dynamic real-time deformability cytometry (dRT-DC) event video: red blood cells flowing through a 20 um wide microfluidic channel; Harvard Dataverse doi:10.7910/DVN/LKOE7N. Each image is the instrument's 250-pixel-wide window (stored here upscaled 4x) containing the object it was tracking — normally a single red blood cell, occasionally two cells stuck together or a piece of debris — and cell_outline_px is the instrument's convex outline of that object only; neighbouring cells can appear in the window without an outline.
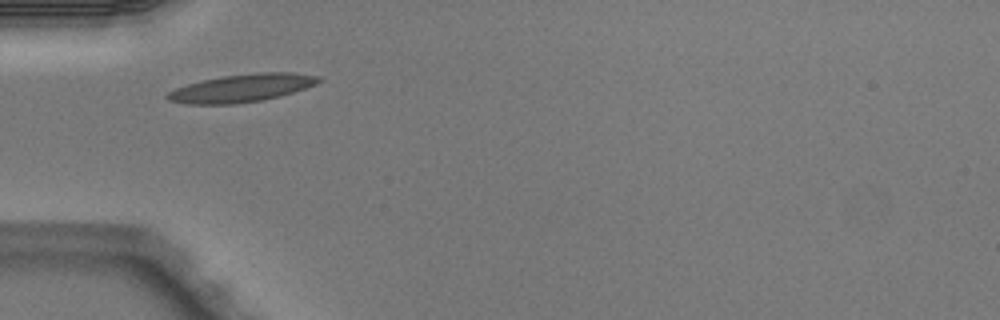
{"species": "Egyptian fruit bat (a non-hibernating species)", "species_latin": "Rousettus aegyptiacus", "temperature_condition": "warm", "stored_images_in_passage": 1, "camera_frame_rate_fps": 3000, "um_per_image_px": 0.085, "animal": {"sex": "male"}, "frame": {"image": 1, "passage_image": 1, "time_ms": 0.0, "image_size_px": [1000, 320], "cell_outline_px": [[324, 80], [316, 84], [280, 96], [260, 100], [236, 104], [188, 104], [168, 100], [164, 96], [168, 92], [176, 88], [188, 84], [204, 80], [224, 76], [260, 72], [292, 72], [320, 76]], "centroid_in_image_um": [20.57, 7.48], "position_along_channel_um": 64.4, "area_um2": 24.39}}